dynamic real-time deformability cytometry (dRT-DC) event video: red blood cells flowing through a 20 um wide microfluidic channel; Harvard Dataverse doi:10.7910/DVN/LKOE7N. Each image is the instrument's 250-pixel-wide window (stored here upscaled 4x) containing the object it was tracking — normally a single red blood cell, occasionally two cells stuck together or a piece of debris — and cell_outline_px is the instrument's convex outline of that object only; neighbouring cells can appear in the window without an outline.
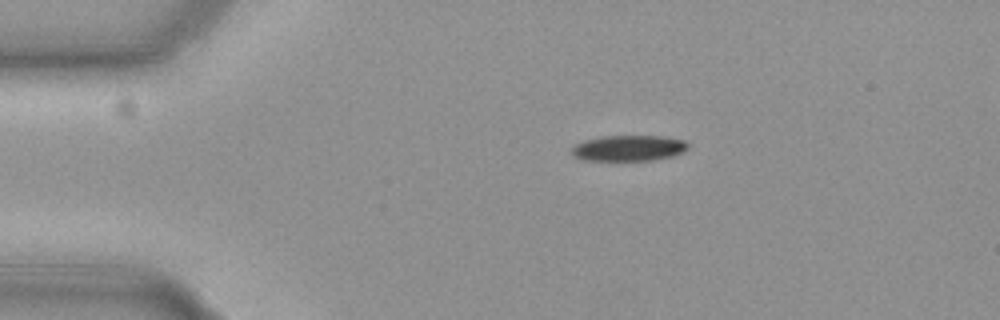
{"species": "common noctule bat (a hibernating species)", "species_latin": "Nyctalus noctula", "temperature_condition": "cold", "stored_images_in_passage": 47, "camera_frame_rate_fps": 3000, "um_per_image_px": 0.085, "animal": {"sex": "female", "body_mass_g": 19.3, "forearm_length_mm": 54.1}, "frame": {"image": 1, "passage_image": 1, "time_ms": 0.0, "image_size_px": [1000, 320], "cell_outline_px": [[688, 148], [672, 156], [652, 160], [580, 160], [572, 156], [572, 148], [576, 144], [584, 140], [604, 136], [660, 136], [684, 140], [688, 144]], "centroid_in_image_um": [53.39, 12.59], "position_along_channel_um": 31.6, "area_um2": 17.34}}
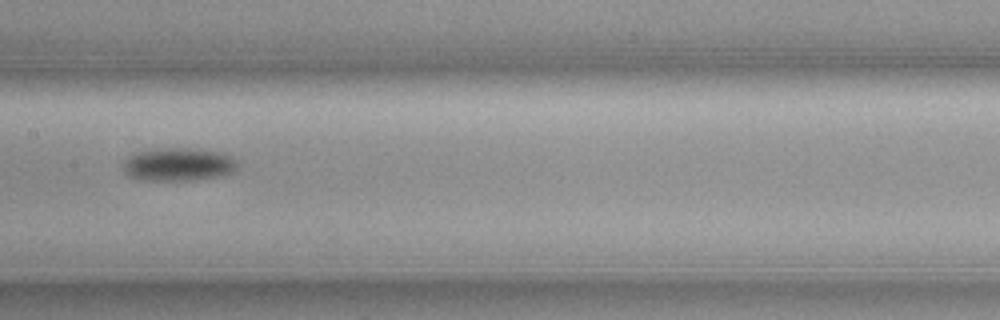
{"frame": {"image": 2, "passage_image": 18, "time_ms": 5.667, "image_size_px": [1000, 320], "cell_outline_px": [[236, 168], [232, 172], [220, 176], [192, 180], [144, 180], [128, 176], [124, 168], [124, 160], [128, 156], [152, 148], [192, 148], [224, 152], [236, 160]], "centroid_in_image_um": [15.17, 13.96], "position_along_channel_um": 192.2, "area_um2": 22.08}}
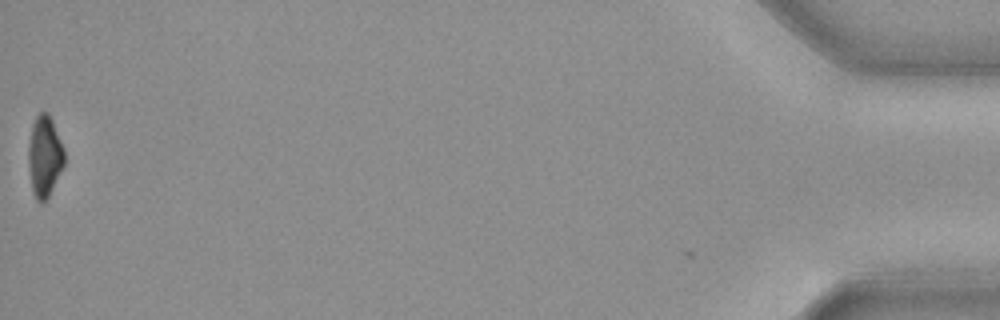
{"frame": {"image": 3, "passage_image": 46, "time_ms": 15.0, "image_size_px": [1000, 320], "cell_outline_px": [[64, 164], [48, 196], [40, 204], [36, 200], [32, 192], [28, 160], [28, 148], [32, 124], [36, 116], [44, 108], [48, 112], [52, 120], [64, 148]], "centroid_in_image_um": [3.77, 13.24], "position_along_channel_um": 431.4, "area_um2": 16.94}, "authors_computed_cell_mechanics": {"area_um2": 19.1896, "velocity_mm_per_s": 3.7062, "shape_relaxation_time_tau1_ms": 4.7895, "shape_relaxation_time_tau2_ms": null, "deformation_change_tau1": 0.1398, "deformation_change_tau2": null}}